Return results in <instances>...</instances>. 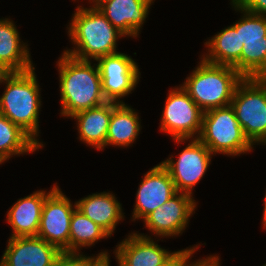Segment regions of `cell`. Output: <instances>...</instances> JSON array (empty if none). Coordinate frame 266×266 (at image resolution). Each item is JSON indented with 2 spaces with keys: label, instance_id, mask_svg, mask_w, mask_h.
I'll return each mask as SVG.
<instances>
[{
  "label": "cell",
  "instance_id": "obj_1",
  "mask_svg": "<svg viewBox=\"0 0 266 266\" xmlns=\"http://www.w3.org/2000/svg\"><path fill=\"white\" fill-rule=\"evenodd\" d=\"M58 59L60 116L70 118L107 102L96 63L76 59L64 52Z\"/></svg>",
  "mask_w": 266,
  "mask_h": 266
},
{
  "label": "cell",
  "instance_id": "obj_2",
  "mask_svg": "<svg viewBox=\"0 0 266 266\" xmlns=\"http://www.w3.org/2000/svg\"><path fill=\"white\" fill-rule=\"evenodd\" d=\"M67 26L73 49L63 52L79 60L93 61L118 53V40L126 36L95 8L78 5Z\"/></svg>",
  "mask_w": 266,
  "mask_h": 266
},
{
  "label": "cell",
  "instance_id": "obj_3",
  "mask_svg": "<svg viewBox=\"0 0 266 266\" xmlns=\"http://www.w3.org/2000/svg\"><path fill=\"white\" fill-rule=\"evenodd\" d=\"M4 85V92L0 96V112L43 148V142L37 138L40 133L42 99L35 68L14 72Z\"/></svg>",
  "mask_w": 266,
  "mask_h": 266
},
{
  "label": "cell",
  "instance_id": "obj_4",
  "mask_svg": "<svg viewBox=\"0 0 266 266\" xmlns=\"http://www.w3.org/2000/svg\"><path fill=\"white\" fill-rule=\"evenodd\" d=\"M200 59L180 85L203 112L229 106L236 86L244 77L232 66L211 64L202 57Z\"/></svg>",
  "mask_w": 266,
  "mask_h": 266
},
{
  "label": "cell",
  "instance_id": "obj_5",
  "mask_svg": "<svg viewBox=\"0 0 266 266\" xmlns=\"http://www.w3.org/2000/svg\"><path fill=\"white\" fill-rule=\"evenodd\" d=\"M198 139L213 155L235 157L249 153L256 147L245 137L231 105L203 112Z\"/></svg>",
  "mask_w": 266,
  "mask_h": 266
},
{
  "label": "cell",
  "instance_id": "obj_6",
  "mask_svg": "<svg viewBox=\"0 0 266 266\" xmlns=\"http://www.w3.org/2000/svg\"><path fill=\"white\" fill-rule=\"evenodd\" d=\"M230 105L249 142L266 145V78H243Z\"/></svg>",
  "mask_w": 266,
  "mask_h": 266
},
{
  "label": "cell",
  "instance_id": "obj_7",
  "mask_svg": "<svg viewBox=\"0 0 266 266\" xmlns=\"http://www.w3.org/2000/svg\"><path fill=\"white\" fill-rule=\"evenodd\" d=\"M230 4L242 14L240 74L244 78H266V16L247 12L235 0H231Z\"/></svg>",
  "mask_w": 266,
  "mask_h": 266
},
{
  "label": "cell",
  "instance_id": "obj_8",
  "mask_svg": "<svg viewBox=\"0 0 266 266\" xmlns=\"http://www.w3.org/2000/svg\"><path fill=\"white\" fill-rule=\"evenodd\" d=\"M160 118V131L172 139H198L203 111L182 88H170Z\"/></svg>",
  "mask_w": 266,
  "mask_h": 266
},
{
  "label": "cell",
  "instance_id": "obj_9",
  "mask_svg": "<svg viewBox=\"0 0 266 266\" xmlns=\"http://www.w3.org/2000/svg\"><path fill=\"white\" fill-rule=\"evenodd\" d=\"M178 145L189 141L187 146L177 155L169 156L160 162L170 174L177 192L187 193L193 196L194 187L205 176L210 166L212 156L209 148L199 139H173Z\"/></svg>",
  "mask_w": 266,
  "mask_h": 266
},
{
  "label": "cell",
  "instance_id": "obj_10",
  "mask_svg": "<svg viewBox=\"0 0 266 266\" xmlns=\"http://www.w3.org/2000/svg\"><path fill=\"white\" fill-rule=\"evenodd\" d=\"M102 92L107 102L125 103L121 98L132 94L140 81L139 65L128 54L115 53L96 60Z\"/></svg>",
  "mask_w": 266,
  "mask_h": 266
},
{
  "label": "cell",
  "instance_id": "obj_11",
  "mask_svg": "<svg viewBox=\"0 0 266 266\" xmlns=\"http://www.w3.org/2000/svg\"><path fill=\"white\" fill-rule=\"evenodd\" d=\"M76 202H71L57 186L46 198L42 207L37 237L69 252L70 222Z\"/></svg>",
  "mask_w": 266,
  "mask_h": 266
},
{
  "label": "cell",
  "instance_id": "obj_12",
  "mask_svg": "<svg viewBox=\"0 0 266 266\" xmlns=\"http://www.w3.org/2000/svg\"><path fill=\"white\" fill-rule=\"evenodd\" d=\"M196 208L197 201L192 195L177 192L161 207L149 213L143 222L156 238L177 237L189 226Z\"/></svg>",
  "mask_w": 266,
  "mask_h": 266
},
{
  "label": "cell",
  "instance_id": "obj_13",
  "mask_svg": "<svg viewBox=\"0 0 266 266\" xmlns=\"http://www.w3.org/2000/svg\"><path fill=\"white\" fill-rule=\"evenodd\" d=\"M136 192L132 221L143 220L175 195L177 190L167 169L159 163L144 174Z\"/></svg>",
  "mask_w": 266,
  "mask_h": 266
},
{
  "label": "cell",
  "instance_id": "obj_14",
  "mask_svg": "<svg viewBox=\"0 0 266 266\" xmlns=\"http://www.w3.org/2000/svg\"><path fill=\"white\" fill-rule=\"evenodd\" d=\"M126 236L113 251L118 266H163L178 252L162 248L148 234L133 231Z\"/></svg>",
  "mask_w": 266,
  "mask_h": 266
},
{
  "label": "cell",
  "instance_id": "obj_15",
  "mask_svg": "<svg viewBox=\"0 0 266 266\" xmlns=\"http://www.w3.org/2000/svg\"><path fill=\"white\" fill-rule=\"evenodd\" d=\"M61 251L37 236L10 237L0 266H53Z\"/></svg>",
  "mask_w": 266,
  "mask_h": 266
},
{
  "label": "cell",
  "instance_id": "obj_16",
  "mask_svg": "<svg viewBox=\"0 0 266 266\" xmlns=\"http://www.w3.org/2000/svg\"><path fill=\"white\" fill-rule=\"evenodd\" d=\"M155 0H111L99 10L126 37L137 38Z\"/></svg>",
  "mask_w": 266,
  "mask_h": 266
},
{
  "label": "cell",
  "instance_id": "obj_17",
  "mask_svg": "<svg viewBox=\"0 0 266 266\" xmlns=\"http://www.w3.org/2000/svg\"><path fill=\"white\" fill-rule=\"evenodd\" d=\"M57 187V183L47 192L37 190L18 199L7 211L6 221L12 228L10 237L37 236L42 207L45 198Z\"/></svg>",
  "mask_w": 266,
  "mask_h": 266
},
{
  "label": "cell",
  "instance_id": "obj_18",
  "mask_svg": "<svg viewBox=\"0 0 266 266\" xmlns=\"http://www.w3.org/2000/svg\"><path fill=\"white\" fill-rule=\"evenodd\" d=\"M118 103L106 102L100 106L80 111L70 118L76 120L78 139L98 151L106 148V137L113 108Z\"/></svg>",
  "mask_w": 266,
  "mask_h": 266
},
{
  "label": "cell",
  "instance_id": "obj_19",
  "mask_svg": "<svg viewBox=\"0 0 266 266\" xmlns=\"http://www.w3.org/2000/svg\"><path fill=\"white\" fill-rule=\"evenodd\" d=\"M204 45L207 53L204 52L201 56L206 62L232 66L240 73V56L243 48L240 39V19L208 38Z\"/></svg>",
  "mask_w": 266,
  "mask_h": 266
},
{
  "label": "cell",
  "instance_id": "obj_20",
  "mask_svg": "<svg viewBox=\"0 0 266 266\" xmlns=\"http://www.w3.org/2000/svg\"><path fill=\"white\" fill-rule=\"evenodd\" d=\"M76 205L77 209L102 227L110 236L115 232L117 224L125 218L122 204L110 191L92 193L76 201Z\"/></svg>",
  "mask_w": 266,
  "mask_h": 266
},
{
  "label": "cell",
  "instance_id": "obj_21",
  "mask_svg": "<svg viewBox=\"0 0 266 266\" xmlns=\"http://www.w3.org/2000/svg\"><path fill=\"white\" fill-rule=\"evenodd\" d=\"M30 48L20 38L14 21L0 19V62L13 72H25L34 68Z\"/></svg>",
  "mask_w": 266,
  "mask_h": 266
},
{
  "label": "cell",
  "instance_id": "obj_22",
  "mask_svg": "<svg viewBox=\"0 0 266 266\" xmlns=\"http://www.w3.org/2000/svg\"><path fill=\"white\" fill-rule=\"evenodd\" d=\"M138 114L126 103L117 104L112 110L106 146L125 148L136 142L142 129L141 118Z\"/></svg>",
  "mask_w": 266,
  "mask_h": 266
},
{
  "label": "cell",
  "instance_id": "obj_23",
  "mask_svg": "<svg viewBox=\"0 0 266 266\" xmlns=\"http://www.w3.org/2000/svg\"><path fill=\"white\" fill-rule=\"evenodd\" d=\"M39 149L42 148L26 132L0 112V165L11 157Z\"/></svg>",
  "mask_w": 266,
  "mask_h": 266
},
{
  "label": "cell",
  "instance_id": "obj_24",
  "mask_svg": "<svg viewBox=\"0 0 266 266\" xmlns=\"http://www.w3.org/2000/svg\"><path fill=\"white\" fill-rule=\"evenodd\" d=\"M111 237L102 227L75 209L70 222L69 252L81 253V249L92 247L98 241Z\"/></svg>",
  "mask_w": 266,
  "mask_h": 266
},
{
  "label": "cell",
  "instance_id": "obj_25",
  "mask_svg": "<svg viewBox=\"0 0 266 266\" xmlns=\"http://www.w3.org/2000/svg\"><path fill=\"white\" fill-rule=\"evenodd\" d=\"M94 256H86L83 252H61L53 266H85Z\"/></svg>",
  "mask_w": 266,
  "mask_h": 266
},
{
  "label": "cell",
  "instance_id": "obj_26",
  "mask_svg": "<svg viewBox=\"0 0 266 266\" xmlns=\"http://www.w3.org/2000/svg\"><path fill=\"white\" fill-rule=\"evenodd\" d=\"M247 12L266 16V0H235Z\"/></svg>",
  "mask_w": 266,
  "mask_h": 266
},
{
  "label": "cell",
  "instance_id": "obj_27",
  "mask_svg": "<svg viewBox=\"0 0 266 266\" xmlns=\"http://www.w3.org/2000/svg\"><path fill=\"white\" fill-rule=\"evenodd\" d=\"M193 254L189 255L179 266H221L219 255L213 254L191 262Z\"/></svg>",
  "mask_w": 266,
  "mask_h": 266
},
{
  "label": "cell",
  "instance_id": "obj_28",
  "mask_svg": "<svg viewBox=\"0 0 266 266\" xmlns=\"http://www.w3.org/2000/svg\"><path fill=\"white\" fill-rule=\"evenodd\" d=\"M203 244H196V245H192V247L190 246L187 247L186 249H182L179 250L165 265L163 266H179L189 255H191L192 253H196V251H198L197 249H199Z\"/></svg>",
  "mask_w": 266,
  "mask_h": 266
},
{
  "label": "cell",
  "instance_id": "obj_29",
  "mask_svg": "<svg viewBox=\"0 0 266 266\" xmlns=\"http://www.w3.org/2000/svg\"><path fill=\"white\" fill-rule=\"evenodd\" d=\"M110 255L108 251L101 250L85 266H110Z\"/></svg>",
  "mask_w": 266,
  "mask_h": 266
},
{
  "label": "cell",
  "instance_id": "obj_30",
  "mask_svg": "<svg viewBox=\"0 0 266 266\" xmlns=\"http://www.w3.org/2000/svg\"><path fill=\"white\" fill-rule=\"evenodd\" d=\"M13 73L10 68L0 62V85L4 84Z\"/></svg>",
  "mask_w": 266,
  "mask_h": 266
},
{
  "label": "cell",
  "instance_id": "obj_31",
  "mask_svg": "<svg viewBox=\"0 0 266 266\" xmlns=\"http://www.w3.org/2000/svg\"><path fill=\"white\" fill-rule=\"evenodd\" d=\"M108 1L111 0H89V3L91 5L89 7L99 9L103 4L107 3Z\"/></svg>",
  "mask_w": 266,
  "mask_h": 266
},
{
  "label": "cell",
  "instance_id": "obj_32",
  "mask_svg": "<svg viewBox=\"0 0 266 266\" xmlns=\"http://www.w3.org/2000/svg\"><path fill=\"white\" fill-rule=\"evenodd\" d=\"M266 193V192H265ZM263 216H262V224H263V228L266 229V194H265V197H264V206H263Z\"/></svg>",
  "mask_w": 266,
  "mask_h": 266
}]
</instances>
